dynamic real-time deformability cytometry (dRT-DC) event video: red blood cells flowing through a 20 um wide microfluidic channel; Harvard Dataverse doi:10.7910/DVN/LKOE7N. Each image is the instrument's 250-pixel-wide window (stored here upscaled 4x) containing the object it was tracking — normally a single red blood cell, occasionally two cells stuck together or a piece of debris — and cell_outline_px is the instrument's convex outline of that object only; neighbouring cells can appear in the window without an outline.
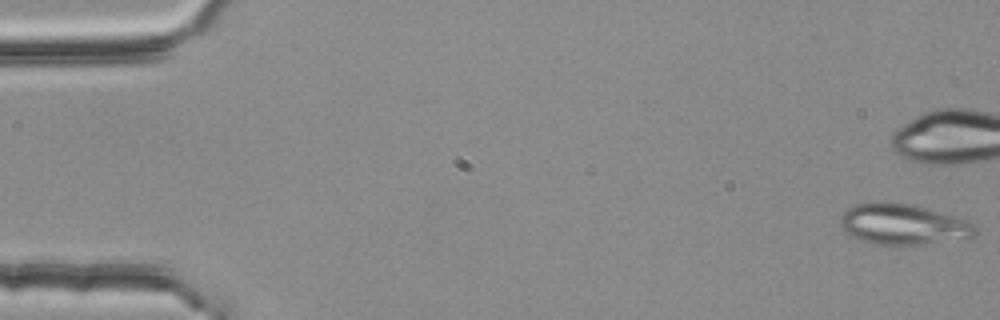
{"species": "common noctule bat (a hibernating species)", "species_latin": "Nyctalus noctula", "temperature_condition": "room temperature", "stored_images_in_passage": 13, "camera_frame_rate_fps": 3000, "um_per_image_px": 0.085, "animal": {"sex": "female", "body_mass_g": 25.1}, "frame": {"image": 1, "passage_image": 1, "time_ms": 0.0, "image_size_px": [1000, 320], "cell_outline_px": [[976, 232], [972, 236], [904, 248], [872, 244], [852, 236], [844, 232], [840, 224], [840, 216], [852, 204], [872, 200], [884, 200], [912, 204], [952, 216], [976, 224]], "centroid_in_image_um": [76.66, 19.07], "position_along_channel_um": 8.3, "area_um2": 32.89}}